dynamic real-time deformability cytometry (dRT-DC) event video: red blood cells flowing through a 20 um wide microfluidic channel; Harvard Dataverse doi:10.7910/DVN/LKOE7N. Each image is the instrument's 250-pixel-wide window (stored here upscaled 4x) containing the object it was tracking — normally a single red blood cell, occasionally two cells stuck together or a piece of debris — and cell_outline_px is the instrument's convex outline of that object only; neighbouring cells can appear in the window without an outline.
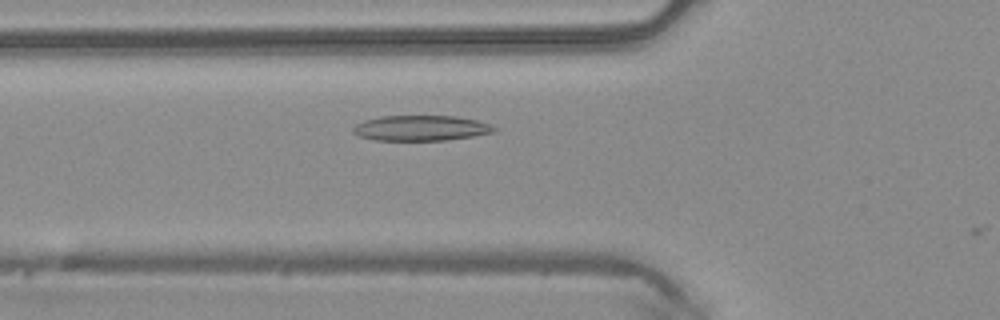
{"species": "common noctule bat (a hibernating species)", "species_latin": "Nyctalus noctula", "temperature_condition": "warm", "stored_images_in_passage": 10, "camera_frame_rate_fps": 3000, "um_per_image_px": 0.085, "animal": {"sex": "male", "body_mass_g": 20.4}, "frame": {"image": 1, "passage_image": 9, "time_ms": 2.667, "image_size_px": [1000, 320], "cell_outline_px": [[500, 128], [492, 132], [472, 136], [444, 140], [376, 140], [360, 136], [352, 132], [352, 128], [356, 124], [364, 120], [380, 116], [456, 116], [476, 120], [492, 124]], "centroid_in_image_um": [35.79, 10.88], "position_along_channel_um": 90.0, "area_um2": 20.81}}